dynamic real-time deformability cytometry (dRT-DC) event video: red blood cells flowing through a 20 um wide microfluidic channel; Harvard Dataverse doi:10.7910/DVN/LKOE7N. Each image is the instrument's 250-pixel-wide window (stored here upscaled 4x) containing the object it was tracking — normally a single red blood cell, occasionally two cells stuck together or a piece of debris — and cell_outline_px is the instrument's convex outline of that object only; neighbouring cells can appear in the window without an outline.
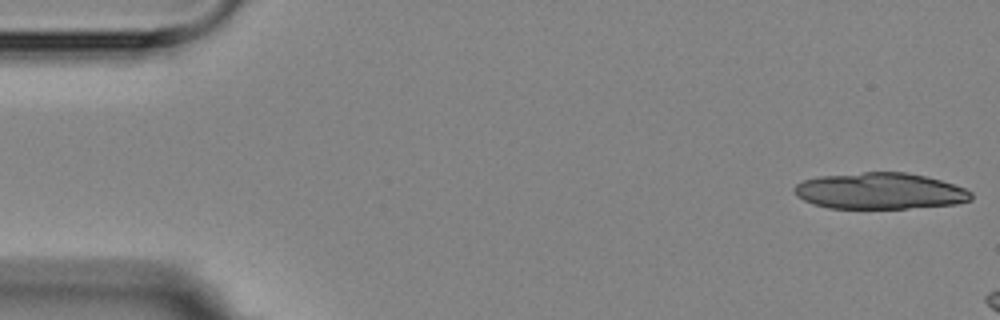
{"species": "Egyptian fruit bat (a non-hibernating species)", "species_latin": "Rousettus aegyptiacus", "temperature_condition": "room temperature", "stored_images_in_passage": 2, "camera_frame_rate_fps": 3000, "um_per_image_px": 0.085, "animal": {"sex": "female"}, "frame": {"image": 1, "passage_image": 1, "time_ms": 0.0, "image_size_px": [1000, 320], "cell_outline_px": [[972, 200], [956, 204], [908, 208], [828, 208], [812, 204], [796, 196], [792, 188], [796, 184], [804, 180], [816, 176], [864, 172], [904, 172], [924, 176], [940, 180], [964, 188], [972, 192]], "centroid_in_image_um": [74.75, 16.23], "position_along_channel_um": 10.2, "area_um2": 37.51}}